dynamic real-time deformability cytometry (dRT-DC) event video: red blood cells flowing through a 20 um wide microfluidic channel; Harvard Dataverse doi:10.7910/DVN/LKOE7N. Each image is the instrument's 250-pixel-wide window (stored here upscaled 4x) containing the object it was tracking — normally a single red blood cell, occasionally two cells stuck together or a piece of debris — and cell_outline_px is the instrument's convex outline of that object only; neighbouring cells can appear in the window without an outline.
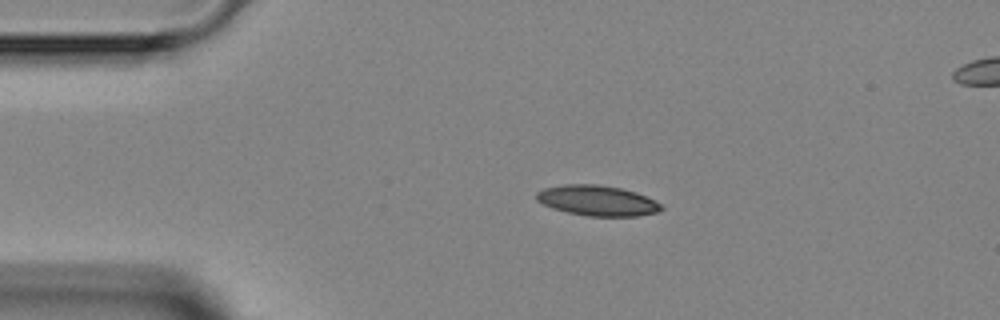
{"species": "Egyptian fruit bat (a non-hibernating species)", "species_latin": "Rousettus aegyptiacus", "temperature_condition": "room temperature", "stored_images_in_passage": 4, "segment_of_instrument_passage": [1, 2], "camera_frame_rate_fps": 3000, "um_per_image_px": 0.085, "animal": {"sex": "female"}, "frame": {"image": 1, "passage_image": 2, "time_ms": 2.0, "image_size_px": [1000, 320], "cell_outline_px": [[664, 208], [656, 212], [636, 216], [588, 216], [568, 212], [552, 208], [536, 200], [536, 192], [544, 188], [564, 184], [596, 184], [620, 188], [636, 192], [660, 204]], "centroid_in_image_um": [50.73, 17.04], "position_along_channel_um": 34.3, "area_um2": 21.85}}